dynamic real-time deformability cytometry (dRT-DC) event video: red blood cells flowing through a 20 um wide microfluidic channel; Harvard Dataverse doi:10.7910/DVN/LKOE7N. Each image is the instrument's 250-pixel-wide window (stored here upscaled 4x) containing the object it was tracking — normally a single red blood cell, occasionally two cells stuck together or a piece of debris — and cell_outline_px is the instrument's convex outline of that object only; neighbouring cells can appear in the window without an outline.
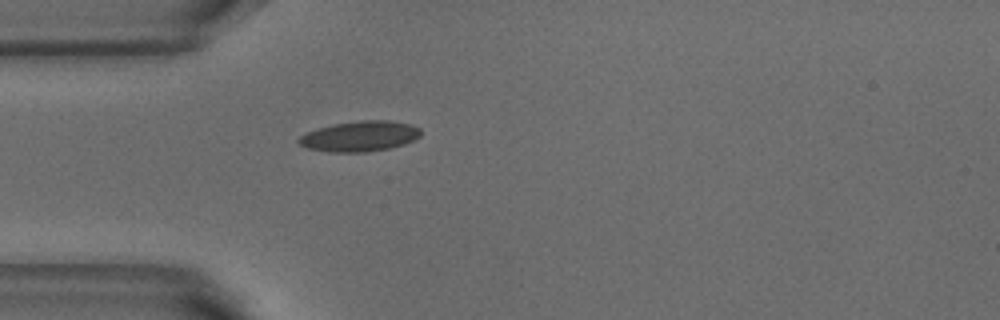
{"species": "common noctule bat (a hibernating species)", "species_latin": "Nyctalus noctula", "temperature_condition": "warm", "stored_images_in_passage": 1, "camera_frame_rate_fps": 3000, "um_per_image_px": 0.085, "animal": {"sex": "male", "body_mass_g": 18.8}, "frame": {"image": 1, "passage_image": 1, "time_ms": 0.0, "image_size_px": [1000, 320], "cell_outline_px": [[420, 136], [404, 144], [388, 148], [364, 152], [328, 152], [308, 148], [300, 144], [296, 140], [300, 136], [308, 132], [332, 124], [360, 120], [388, 120], [408, 124], [420, 128]], "centroid_in_image_um": [30.56, 11.58], "position_along_channel_um": 54.4, "area_um2": 21.39}}